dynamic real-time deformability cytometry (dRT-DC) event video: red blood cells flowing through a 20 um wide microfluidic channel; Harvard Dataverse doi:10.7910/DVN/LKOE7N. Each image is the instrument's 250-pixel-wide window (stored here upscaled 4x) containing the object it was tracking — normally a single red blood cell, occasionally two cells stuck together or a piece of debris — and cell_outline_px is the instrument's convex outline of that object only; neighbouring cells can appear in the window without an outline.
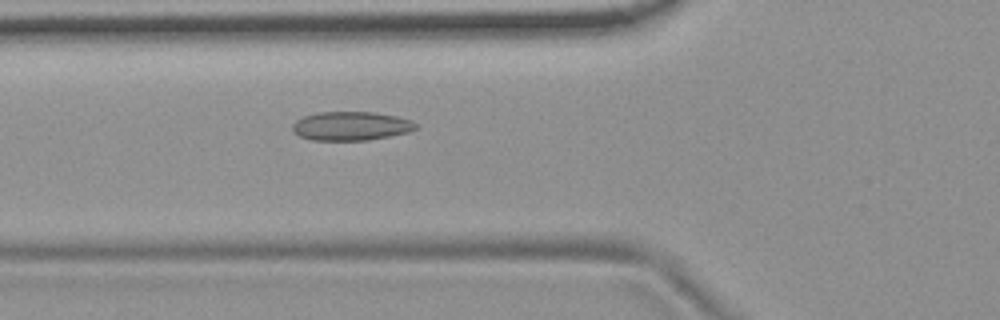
{"species": "common noctule bat (a hibernating species)", "species_latin": "Nyctalus noctula", "temperature_condition": "room temperature", "stored_images_in_passage": 55, "camera_frame_rate_fps": 3000, "um_per_image_px": 0.085, "animal": {"sex": "female", "body_mass_g": 19.9}, "frame": {"image": 1, "passage_image": 20, "time_ms": 6.333, "image_size_px": [1000, 320], "cell_outline_px": [[416, 128], [408, 132], [368, 140], [312, 140], [300, 136], [292, 132], [292, 124], [296, 120], [304, 116], [320, 112], [376, 112], [396, 116], [412, 120], [416, 124]], "centroid_in_image_um": [29.81, 10.71], "position_along_channel_um": 96.0, "area_um2": 20.69}}
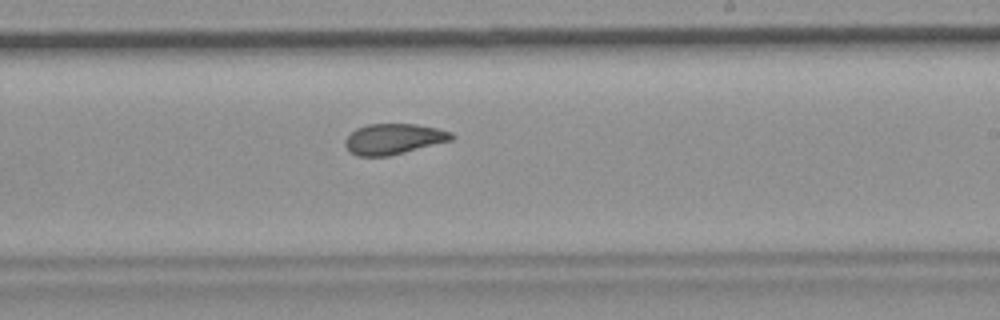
{"frame": {"image": 2, "passage_image": 33, "time_ms": 10.667, "image_size_px": [1000, 320], "cell_outline_px": [[456, 136], [452, 140], [388, 156], [356, 156], [344, 144], [344, 140], [356, 128], [368, 124], [416, 124], [436, 128], [452, 132]], "centroid_in_image_um": [33.47, 11.8], "position_along_channel_um": 255.5, "area_um2": 18.84}}
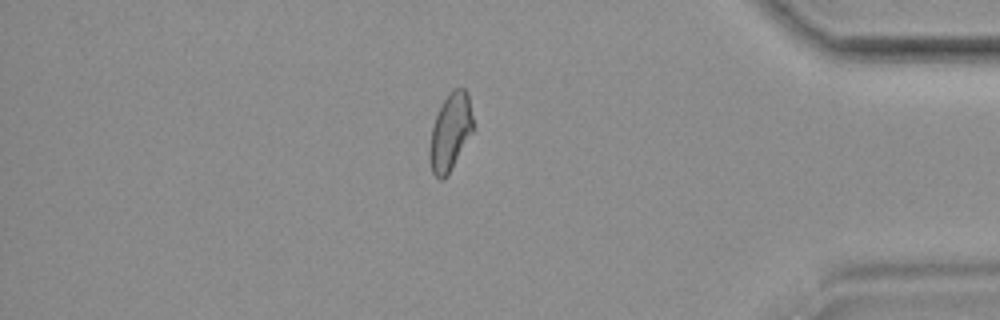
{"frame": {"image": 3, "passage_image": 47, "time_ms": 15.333, "image_size_px": [1000, 320], "cell_outline_px": [[472, 132], [444, 180], [440, 180], [432, 172], [428, 160], [428, 148], [432, 128], [436, 116], [448, 92], [452, 88], [464, 88], [468, 92], [472, 116]], "centroid_in_image_um": [38.24, 11.21], "position_along_channel_um": 397.0, "area_um2": 19.36}, "authors_computed_cell_mechanics": {"area_um2": 20.23, "velocity_mm_per_s": 3.68, "shape_relaxation_time_tau1_ms": null, "shape_relaxation_time_tau2_ms": 1.2708, "deformation_change_tau1": null, "deformation_change_tau2": 0.0522}}